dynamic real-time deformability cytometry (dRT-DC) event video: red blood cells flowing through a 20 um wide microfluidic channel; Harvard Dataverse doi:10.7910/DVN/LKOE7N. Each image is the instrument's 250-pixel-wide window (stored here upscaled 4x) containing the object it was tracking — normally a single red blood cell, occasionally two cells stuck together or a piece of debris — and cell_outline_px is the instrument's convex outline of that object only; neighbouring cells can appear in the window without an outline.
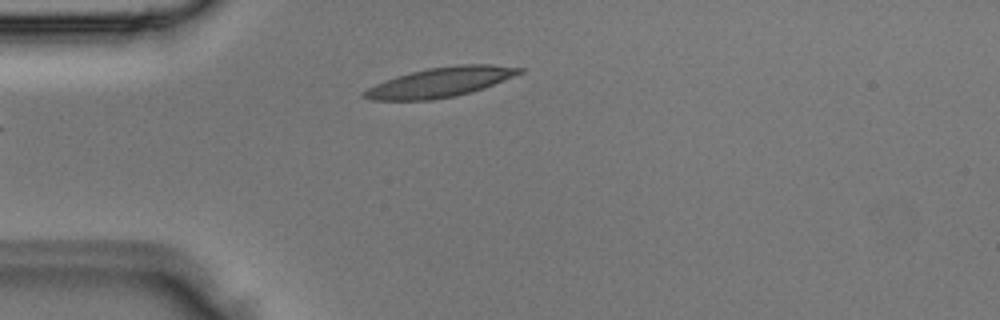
{"species": "Egyptian fruit bat (a non-hibernating species)", "species_latin": "Rousettus aegyptiacus", "temperature_condition": "room temperature", "stored_images_in_passage": 2, "camera_frame_rate_fps": 3000, "um_per_image_px": 0.085, "animal": {"sex": "male"}, "frame": {"image": 1, "passage_image": 2, "time_ms": 0.333, "image_size_px": [1000, 320], "cell_outline_px": [[524, 72], [484, 88], [452, 96], [432, 100], [372, 100], [360, 96], [360, 92], [384, 80], [396, 76], [428, 68], [460, 64], [492, 64], [524, 68]], "centroid_in_image_um": [37.41, 6.98], "position_along_channel_um": 47.6, "area_um2": 26.76}}